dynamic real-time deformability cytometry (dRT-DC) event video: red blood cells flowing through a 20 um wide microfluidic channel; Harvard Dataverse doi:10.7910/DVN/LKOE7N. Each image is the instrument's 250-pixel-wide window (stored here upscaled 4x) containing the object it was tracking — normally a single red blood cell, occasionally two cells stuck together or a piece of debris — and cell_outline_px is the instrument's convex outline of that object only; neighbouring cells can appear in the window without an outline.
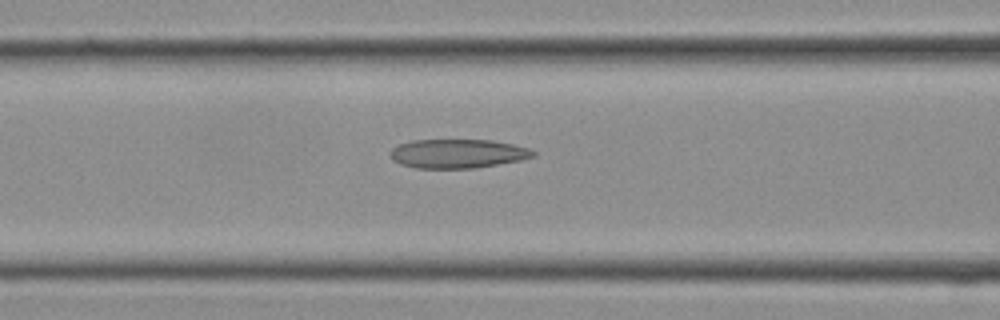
{"species": "Egyptian fruit bat (a non-hibernating species)", "species_latin": "Rousettus aegyptiacus", "temperature_condition": "cold", "stored_images_in_passage": 13, "camera_frame_rate_fps": 3000, "um_per_image_px": 0.085, "frame": {"image": 1, "passage_image": 11, "time_ms": 3.333, "image_size_px": [1000, 320], "cell_outline_px": [[536, 156], [520, 160], [476, 168], [416, 168], [400, 164], [392, 160], [388, 152], [392, 148], [400, 144], [412, 140], [492, 140], [512, 144], [528, 148], [536, 152]], "centroid_in_image_um": [38.88, 13.06], "position_along_channel_um": 127.7, "area_um2": 24.22}}
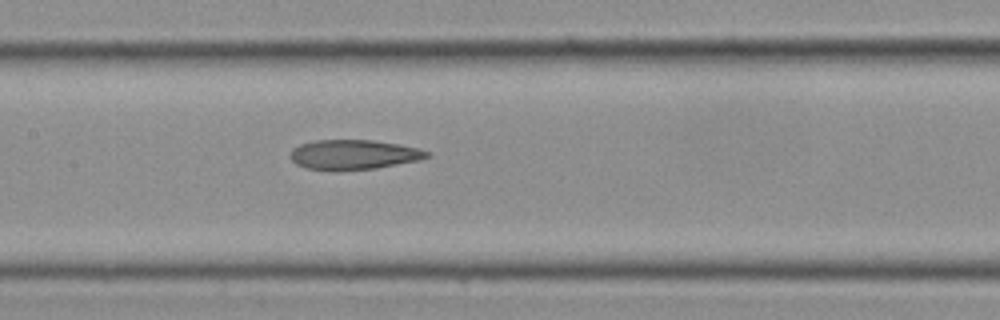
{"frame": {"image": 2, "passage_image": 13, "time_ms": 4.0, "image_size_px": [1000, 320], "cell_outline_px": [[432, 156], [420, 160], [376, 168], [336, 172], [332, 172], [304, 168], [296, 164], [292, 160], [292, 148], [300, 144], [316, 140], [372, 140], [400, 144], [420, 148], [432, 152]], "centroid_in_image_um": [30.1, 13.16], "position_along_channel_um": 177.3, "area_um2": 24.28}}